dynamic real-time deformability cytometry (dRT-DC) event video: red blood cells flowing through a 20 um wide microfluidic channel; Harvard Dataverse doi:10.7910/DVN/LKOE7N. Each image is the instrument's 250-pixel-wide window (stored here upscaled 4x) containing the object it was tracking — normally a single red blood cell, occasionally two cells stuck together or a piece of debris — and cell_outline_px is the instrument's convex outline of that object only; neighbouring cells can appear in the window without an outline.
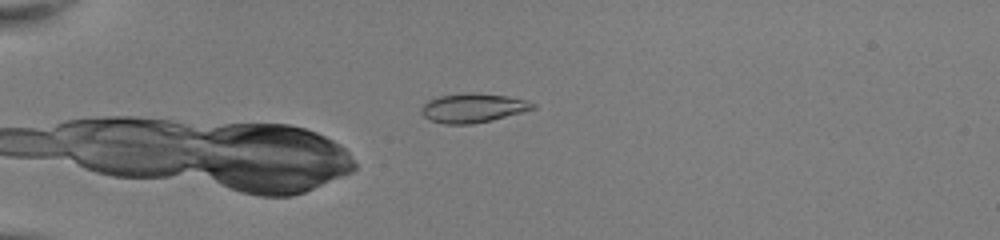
{"species": "common noctule bat (a hibernating species)", "species_latin": "Nyctalus noctula", "temperature_condition": "room temperature", "stored_images_in_passage": 32, "camera_frame_rate_fps": 3000, "um_per_image_px": 0.085, "animal": {"sex": "female", "body_mass_g": 22.0, "forearm_length_mm": 56.7}, "frame": {"image": 1, "passage_image": 1, "time_ms": 0.0, "image_size_px": [1000, 240], "cell_outline_px": [[536, 108], [492, 120], [472, 124], [444, 124], [428, 120], [420, 112], [420, 108], [428, 100], [440, 96], [464, 92], [472, 92], [508, 96], [528, 100], [536, 104]], "centroid_in_image_um": [40.19, 9.17], "position_along_channel_um": 44.8, "area_um2": 19.13}}
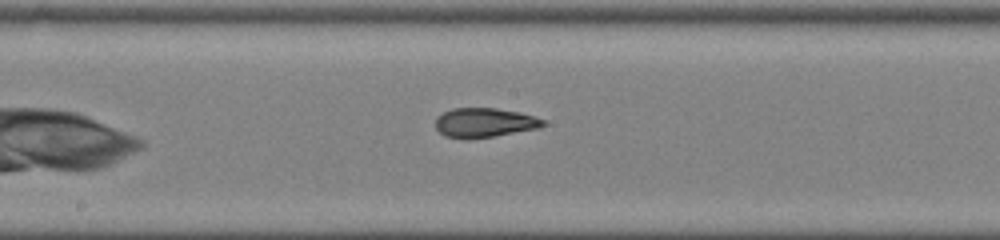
{"frame": {"image": 2, "passage_image": 16, "time_ms": 5.0, "image_size_px": [1000, 240], "cell_outline_px": [[548, 124], [536, 128], [492, 136], [444, 136], [436, 128], [436, 116], [452, 108], [496, 108], [520, 112], [544, 120]], "centroid_in_image_um": [41.18, 10.38], "position_along_channel_um": 207.0, "area_um2": 17.69}}
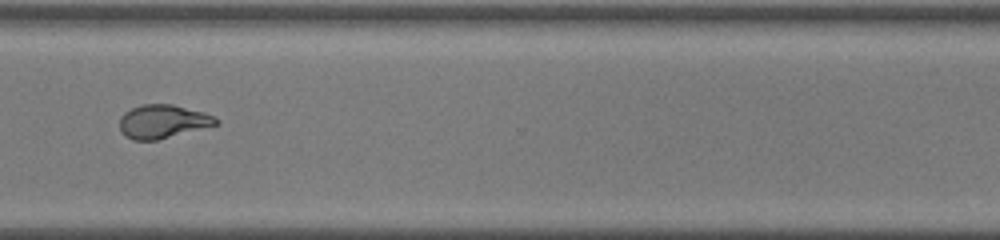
{"frame": {"image": 3, "passage_image": 27, "time_ms": 8.667, "image_size_px": [1000, 240], "cell_outline_px": [[220, 124], [156, 140], [132, 140], [124, 136], [120, 132], [120, 116], [124, 112], [140, 104], [172, 104], [204, 112], [220, 120]], "centroid_in_image_um": [13.82, 10.33], "position_along_channel_um": 356.8, "area_um2": 18.96}, "authors_computed_cell_mechanics": {"area_um2": 18.5827, "velocity_mm_per_s": 4.0772, "shape_relaxation_time_tau1_ms": 8.1236, "shape_relaxation_time_tau2_ms": 0.9393, "deformation_change_tau1": 0.2896, "deformation_change_tau2": 0.0711}}